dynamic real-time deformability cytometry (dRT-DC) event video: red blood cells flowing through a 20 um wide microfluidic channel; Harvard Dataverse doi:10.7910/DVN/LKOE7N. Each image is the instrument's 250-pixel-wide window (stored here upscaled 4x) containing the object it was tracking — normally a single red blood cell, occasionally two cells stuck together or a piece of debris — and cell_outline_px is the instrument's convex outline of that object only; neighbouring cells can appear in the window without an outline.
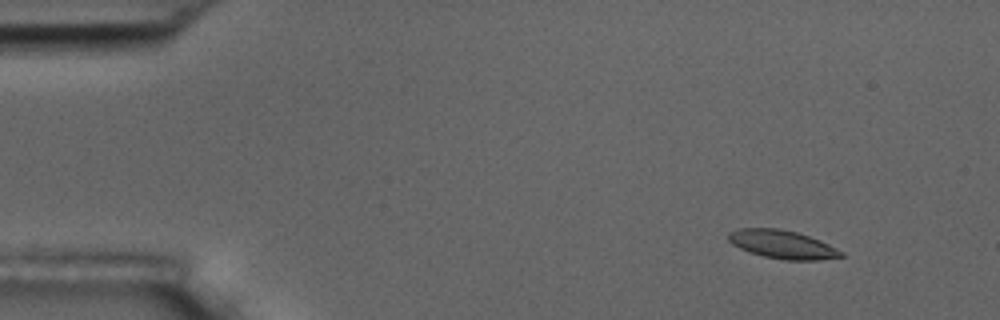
{"species": "common noctule bat (a hibernating species)", "species_latin": "Nyctalus noctula", "temperature_condition": "room temperature", "stored_images_in_passage": 4, "camera_frame_rate_fps": 3000, "um_per_image_px": 0.085, "animal": {"sex": "male", "body_mass_g": 17.5, "forearm_length_mm": 52.3}, "frame": {"image": 1, "passage_image": 2, "time_ms": 1.333, "image_size_px": [1000, 320], "cell_outline_px": [[844, 256], [816, 260], [784, 260], [764, 256], [740, 248], [732, 244], [728, 240], [728, 232], [740, 228], [780, 228], [796, 232], [820, 240], [844, 252]], "centroid_in_image_um": [66.5, 20.77], "position_along_channel_um": 18.5, "area_um2": 18.5}}